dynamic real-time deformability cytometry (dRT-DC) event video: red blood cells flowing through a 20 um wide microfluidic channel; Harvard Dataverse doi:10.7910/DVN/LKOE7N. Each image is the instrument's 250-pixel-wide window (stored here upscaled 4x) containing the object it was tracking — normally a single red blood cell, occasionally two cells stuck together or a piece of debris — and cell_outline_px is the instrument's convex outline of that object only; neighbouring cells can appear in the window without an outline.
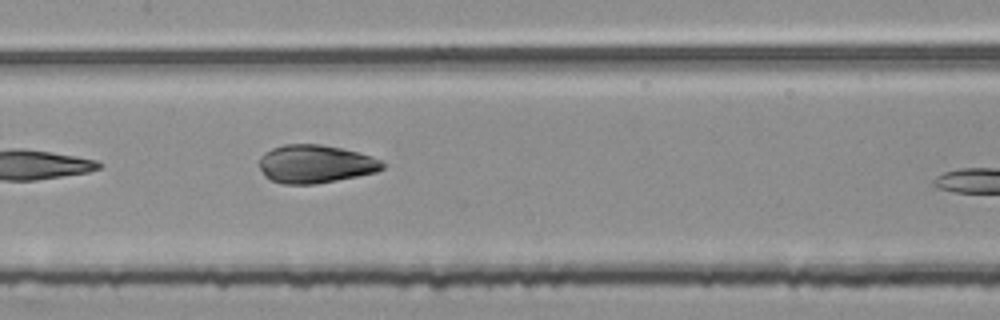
{"species": "common noctule bat (a hibernating species)", "species_latin": "Nyctalus noctula", "temperature_condition": "room temperature", "stored_images_in_passage": 7, "camera_frame_rate_fps": 3000, "um_per_image_px": 0.085, "animal": {"sex": "female", "body_mass_g": 25.1}, "frame": {"image": 1, "passage_image": 6, "time_ms": 1.667, "image_size_px": [1000, 320], "cell_outline_px": [[384, 168], [376, 172], [316, 184], [284, 184], [272, 180], [264, 176], [260, 168], [260, 156], [264, 152], [272, 148], [284, 144], [320, 144], [340, 148], [356, 152], [380, 160], [384, 164]], "centroid_in_image_um": [26.76, 13.94], "position_along_channel_um": 180.6, "area_um2": 27.17}}